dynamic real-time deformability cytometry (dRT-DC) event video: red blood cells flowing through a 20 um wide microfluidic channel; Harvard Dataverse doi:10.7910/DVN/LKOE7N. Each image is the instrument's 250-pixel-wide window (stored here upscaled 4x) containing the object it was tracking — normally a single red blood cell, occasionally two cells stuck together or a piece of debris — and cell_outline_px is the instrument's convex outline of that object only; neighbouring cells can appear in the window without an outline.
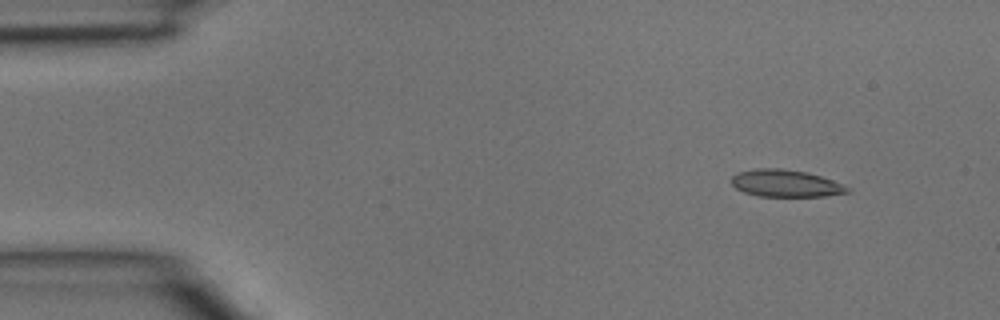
{"species": "common noctule bat (a hibernating species)", "species_latin": "Nyctalus noctula", "temperature_condition": "room temperature", "stored_images_in_passage": 3, "camera_frame_rate_fps": 3000, "um_per_image_px": 0.085, "animal": {"sex": "male", "body_mass_g": 15.6}, "frame": {"image": 1, "passage_image": 1, "time_ms": 0.0, "image_size_px": [1000, 320], "cell_outline_px": [[852, 188], [848, 192], [824, 196], [756, 196], [744, 192], [736, 188], [732, 184], [732, 176], [736, 172], [756, 168], [780, 168], [808, 172], [844, 184]], "centroid_in_image_um": [66.77, 15.58], "position_along_channel_um": 18.2, "area_um2": 18.44}}